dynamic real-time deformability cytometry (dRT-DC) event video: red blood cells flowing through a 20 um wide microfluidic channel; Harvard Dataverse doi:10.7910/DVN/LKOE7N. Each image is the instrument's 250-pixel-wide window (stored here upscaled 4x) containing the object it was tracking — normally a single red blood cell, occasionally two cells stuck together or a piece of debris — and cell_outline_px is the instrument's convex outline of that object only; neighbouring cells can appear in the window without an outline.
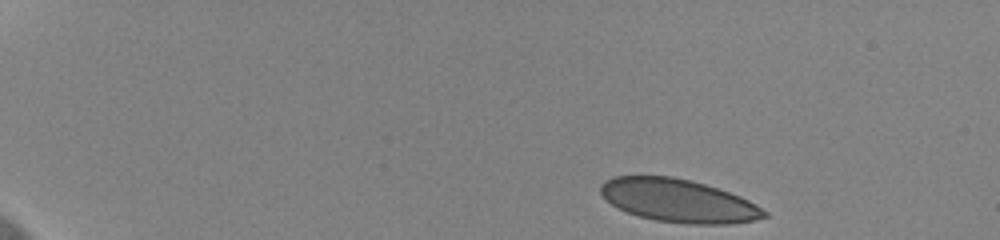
{"species": "human", "species_latin": "Homo sapiens", "temperature_condition": "cold", "stored_images_in_passage": 49, "camera_frame_rate_fps": 3000, "um_per_image_px": 0.085, "donor": {"sex": "female"}, "frame": {"image": 1, "passage_image": 1, "time_ms": 0.0, "image_size_px": [1000, 240], "cell_outline_px": [[768, 216], [752, 220], [724, 224], [692, 224], [656, 220], [640, 216], [628, 212], [612, 204], [600, 192], [600, 188], [608, 180], [616, 176], [668, 176], [688, 180], [704, 184], [728, 192], [748, 200], [768, 212]], "centroid_in_image_um": [57.68, 17.06], "position_along_channel_um": 27.3, "area_um2": 40.11}}
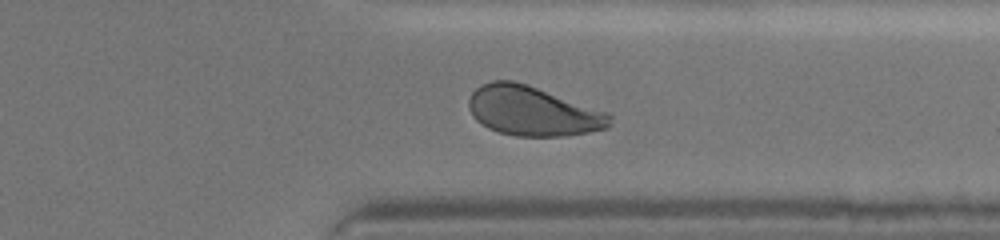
{"frame": {"image": 2, "passage_image": 39, "time_ms": 12.667, "image_size_px": [1000, 240], "cell_outline_px": [[612, 116], [608, 128], [588, 132], [564, 136], [516, 136], [500, 132], [488, 128], [480, 124], [472, 116], [468, 108], [468, 100], [472, 92], [480, 84], [492, 80], [512, 80], [528, 84], [608, 112]], "centroid_in_image_um": [45.25, 9.43], "position_along_channel_um": 366.1, "area_um2": 40.98}}
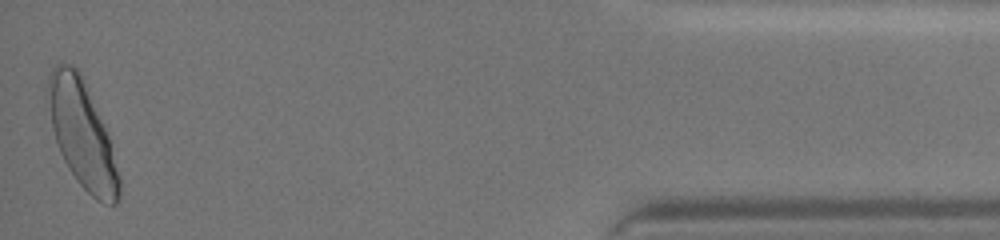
{"frame": {"image": 3, "passage_image": 49, "time_ms": 16.0, "image_size_px": [1000, 240], "cell_outline_px": [[120, 200], [116, 204], [104, 204], [96, 200], [80, 184], [68, 168], [60, 152], [52, 128], [48, 84], [48, 76], [56, 64], [72, 64], [80, 72], [108, 136], [120, 180]], "centroid_in_image_um": [6.99, 11.46], "position_along_channel_um": 428.2, "area_um2": 42.95}, "authors_computed_cell_mechanics": {"area_um2": 40.9802, "velocity_mm_per_s": 3.629, "shape_relaxation_time_tau1_ms": 4.3143, "shape_relaxation_time_tau2_ms": null, "deformation_change_tau1": 0.1315, "deformation_change_tau2": null}}